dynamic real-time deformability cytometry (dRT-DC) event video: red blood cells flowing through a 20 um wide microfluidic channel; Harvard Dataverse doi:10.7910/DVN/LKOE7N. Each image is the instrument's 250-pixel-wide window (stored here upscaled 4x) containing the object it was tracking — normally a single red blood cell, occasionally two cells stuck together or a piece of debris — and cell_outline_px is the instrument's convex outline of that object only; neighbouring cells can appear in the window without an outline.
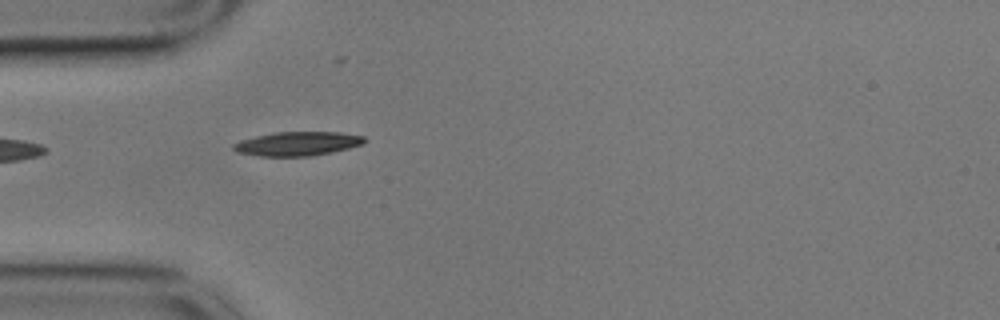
{"species": "common noctule bat (a hibernating species)", "species_latin": "Nyctalus noctula", "temperature_condition": "cold", "stored_images_in_passage": 41, "camera_frame_rate_fps": 3000, "um_per_image_px": 0.085, "animal": {"sex": "male", "body_mass_g": 17.9}, "frame": {"image": 1, "passage_image": 1, "time_ms": 0.0, "image_size_px": [1000, 320], "cell_outline_px": [[368, 140], [364, 144], [332, 152], [312, 156], [260, 156], [236, 152], [232, 148], [232, 144], [240, 140], [256, 136], [276, 132], [340, 132], [364, 136]], "centroid_in_image_um": [25.3, 12.21], "position_along_channel_um": 59.7, "area_um2": 18.44}}
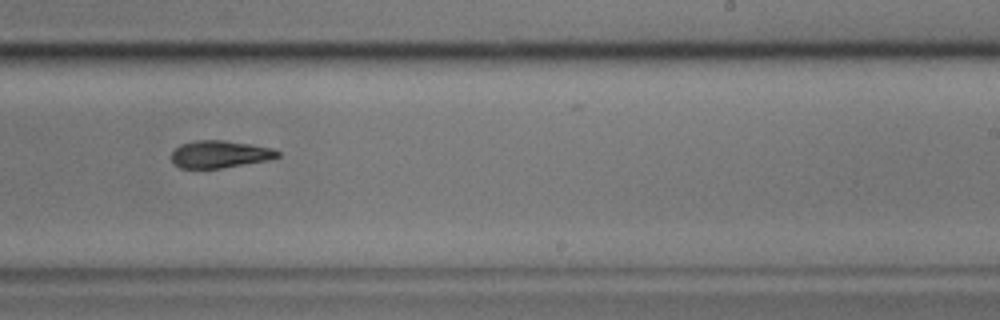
{"frame": {"image": 2, "passage_image": 19, "time_ms": 6.0, "image_size_px": [1000, 320], "cell_outline_px": [[280, 156], [268, 160], [220, 168], [180, 168], [172, 164], [172, 152], [180, 144], [196, 140], [224, 140], [252, 144], [272, 148], [280, 152]], "centroid_in_image_um": [18.67, 13.1], "position_along_channel_um": 270.3, "area_um2": 16.94}}
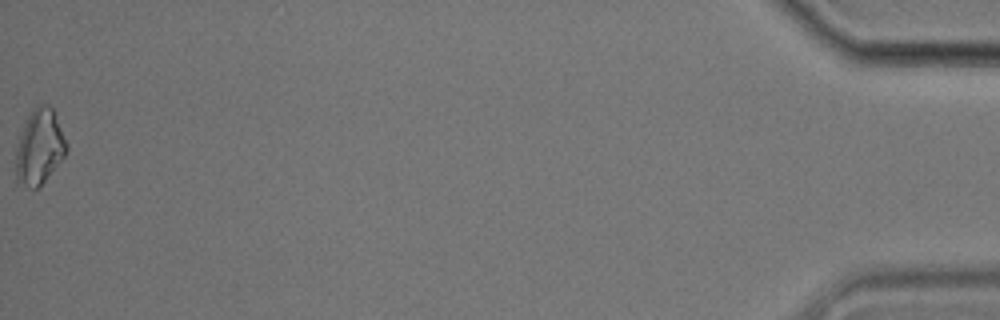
{"frame": {"image": 3, "passage_image": 41, "time_ms": 13.333, "image_size_px": [1000, 320], "cell_outline_px": [[68, 148], [64, 156], [44, 180], [36, 188], [32, 188], [16, 180], [16, 148], [24, 124], [32, 108], [36, 104], [48, 104], [52, 108], [68, 144]], "centroid_in_image_um": [3.35, 12.44], "position_along_channel_um": 431.8, "area_um2": 21.73}, "authors_computed_cell_mechanics": {"area_um2": 17.8024, "velocity_mm_per_s": 3.5492, "shape_relaxation_time_tau1_ms": 4.5505, "shape_relaxation_time_tau2_ms": null, "deformation_change_tau1": 0.1495, "deformation_change_tau2": null}}